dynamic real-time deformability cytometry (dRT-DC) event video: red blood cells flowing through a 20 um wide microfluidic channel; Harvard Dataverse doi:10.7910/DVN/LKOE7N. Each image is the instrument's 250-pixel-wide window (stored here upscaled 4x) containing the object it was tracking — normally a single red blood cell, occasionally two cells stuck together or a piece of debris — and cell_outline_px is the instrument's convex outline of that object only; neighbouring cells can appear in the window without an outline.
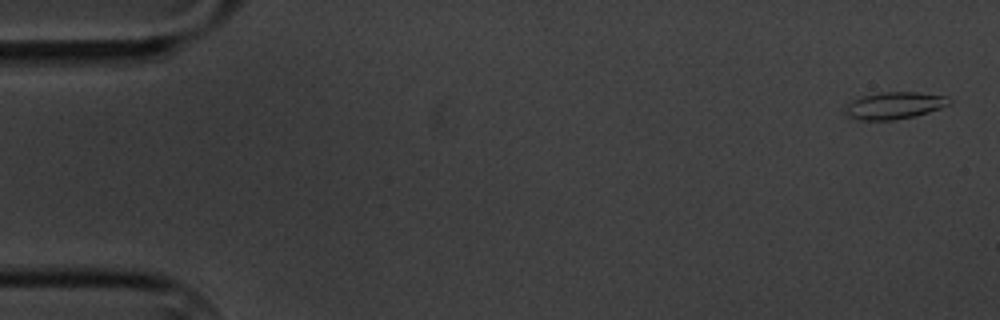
{"species": "common noctule bat (a hibernating species)", "species_latin": "Nyctalus noctula", "temperature_condition": "cold", "stored_images_in_passage": 5, "camera_frame_rate_fps": 3000, "um_per_image_px": 0.085, "animal": {"sex": "male", "body_mass_g": 20.1, "forearm_length_mm": 53.5}, "frame": {"image": 1, "passage_image": 1, "time_ms": 0.0, "image_size_px": [1000, 320], "cell_outline_px": [[952, 100], [948, 104], [940, 108], [916, 116], [892, 120], [860, 120], [848, 116], [844, 112], [848, 104], [852, 100], [864, 96], [880, 92], [916, 92], [948, 96]], "centroid_in_image_um": [76.03, 8.97], "position_along_channel_um": 9.0, "area_um2": 16.3}}
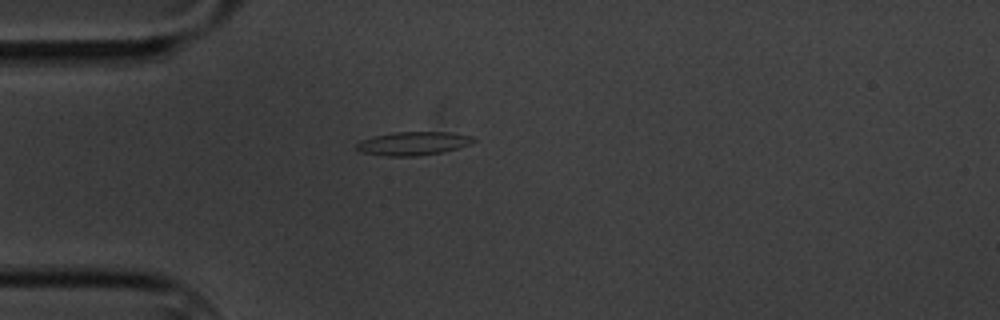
{"frame": {"image": 2, "passage_image": 5, "time_ms": 4.667, "image_size_px": [1000, 320], "cell_outline_px": [[476, 140], [472, 144], [460, 148], [444, 152], [416, 156], [388, 156], [360, 152], [356, 148], [356, 144], [360, 140], [392, 132], [448, 132], [472, 136]], "centroid_in_image_um": [35.15, 12.2], "position_along_channel_um": 49.8, "area_um2": 16.13}}